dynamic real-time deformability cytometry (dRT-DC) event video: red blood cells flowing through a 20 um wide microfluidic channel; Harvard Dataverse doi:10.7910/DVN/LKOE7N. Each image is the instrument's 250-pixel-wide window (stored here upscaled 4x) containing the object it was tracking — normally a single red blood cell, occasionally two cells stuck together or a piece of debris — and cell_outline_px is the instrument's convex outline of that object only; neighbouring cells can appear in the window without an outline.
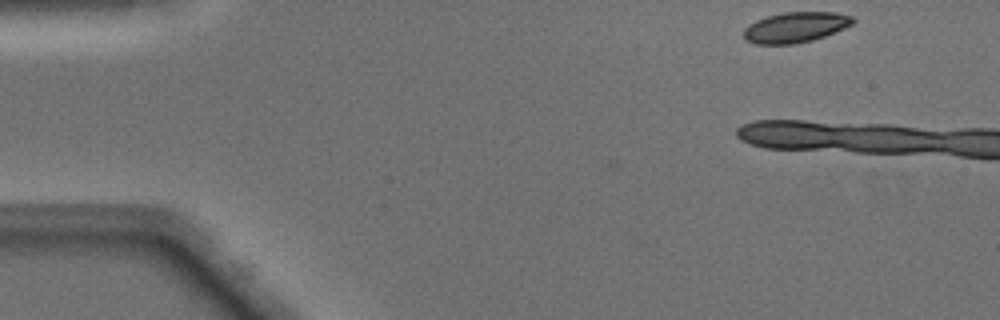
{"species": "Egyptian fruit bat (a non-hibernating species)", "species_latin": "Rousettus aegyptiacus", "temperature_condition": "warm", "stored_images_in_passage": 4, "camera_frame_rate_fps": 3000, "um_per_image_px": 0.085, "animal": {"sex": "male"}, "frame": {"image": 1, "passage_image": 1, "time_ms": 0.0, "image_size_px": [1000, 320], "cell_outline_px": [[856, 20], [852, 24], [844, 28], [824, 36], [812, 40], [796, 44], [756, 44], [744, 40], [744, 28], [748, 24], [756, 20], [768, 16], [784, 12], [836, 12], [852, 16]], "centroid_in_image_um": [67.6, 2.32], "position_along_channel_um": 17.4, "area_um2": 19.42}}